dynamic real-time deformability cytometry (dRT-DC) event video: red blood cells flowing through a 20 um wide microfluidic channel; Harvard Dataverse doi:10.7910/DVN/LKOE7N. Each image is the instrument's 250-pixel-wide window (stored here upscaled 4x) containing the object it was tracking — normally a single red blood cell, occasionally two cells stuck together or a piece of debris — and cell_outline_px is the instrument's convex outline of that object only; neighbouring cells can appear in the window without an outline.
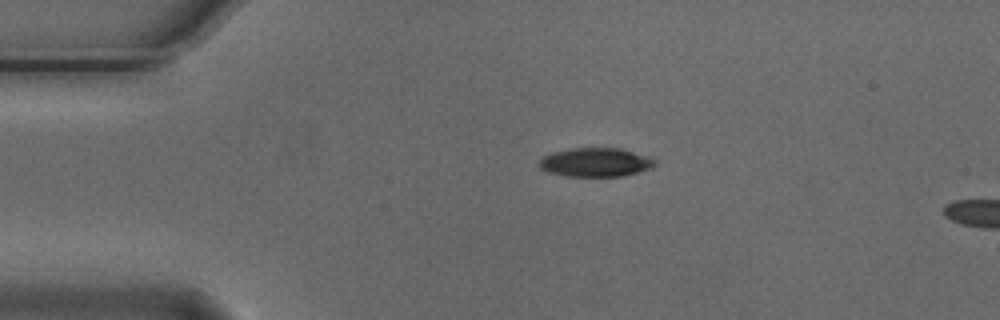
{"species": "Egyptian fruit bat (a non-hibernating species)", "species_latin": "Rousettus aegyptiacus", "temperature_condition": "cold", "stored_images_in_passage": 3, "segment_of_instrument_passage": [1, 2], "camera_frame_rate_fps": 3000, "um_per_image_px": 0.085, "animal": {"sex": "male"}, "frame": {"image": 1, "passage_image": 1, "time_ms": 0.0, "image_size_px": [1000, 320], "cell_outline_px": [[656, 164], [652, 168], [624, 176], [564, 176], [548, 172], [540, 168], [540, 160], [544, 156], [552, 152], [572, 148], [620, 148], [648, 156], [656, 160]], "centroid_in_image_um": [50.65, 13.8], "position_along_channel_um": 34.4, "area_um2": 19.48}}